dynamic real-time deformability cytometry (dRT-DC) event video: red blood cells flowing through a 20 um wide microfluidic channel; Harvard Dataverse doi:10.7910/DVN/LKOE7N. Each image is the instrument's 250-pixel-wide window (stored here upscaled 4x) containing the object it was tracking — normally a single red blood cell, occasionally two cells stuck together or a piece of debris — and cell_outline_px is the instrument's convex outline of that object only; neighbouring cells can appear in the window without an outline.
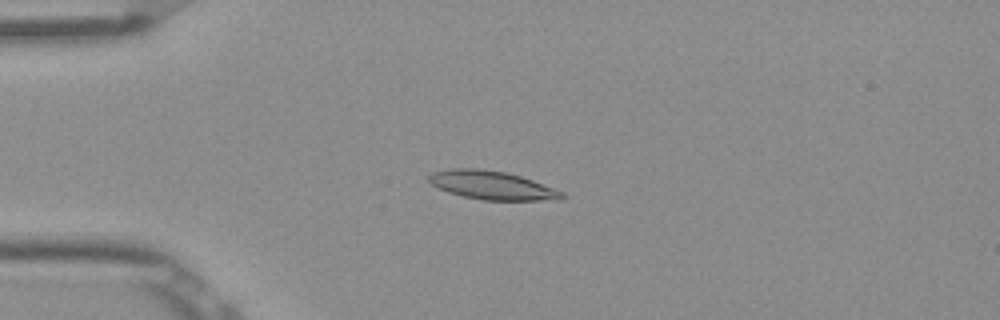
{"species": "Egyptian fruit bat (a non-hibernating species)", "species_latin": "Rousettus aegyptiacus", "temperature_condition": "room temperature", "stored_images_in_passage": 52, "camera_frame_rate_fps": 3000, "um_per_image_px": 0.085, "frame": {"image": 1, "passage_image": 13, "time_ms": 4.0, "image_size_px": [1000, 320], "cell_outline_px": [[568, 196], [564, 200], [484, 200], [464, 196], [448, 192], [436, 188], [428, 180], [428, 176], [432, 172], [452, 168], [476, 168], [504, 172], [520, 176], [532, 180], [564, 192]], "centroid_in_image_um": [41.84, 15.76], "position_along_channel_um": 43.2, "area_um2": 22.2}}
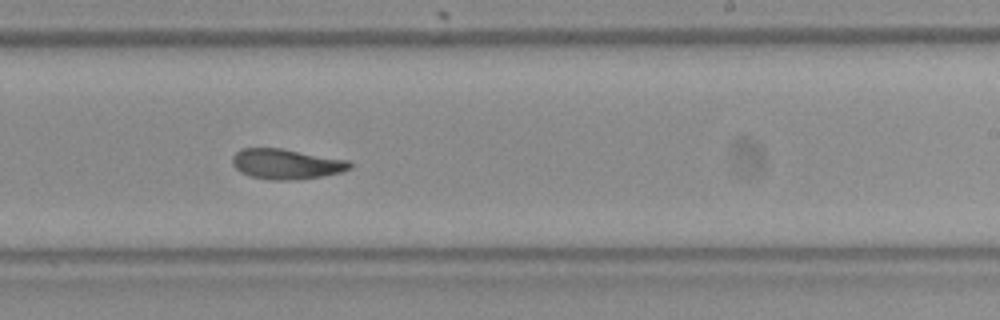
{"frame": {"image": 2, "passage_image": 32, "time_ms": 10.333, "image_size_px": [1000, 320], "cell_outline_px": [[352, 168], [340, 172], [320, 176], [296, 180], [272, 180], [252, 176], [240, 172], [232, 164], [232, 156], [240, 148], [280, 148], [348, 160], [352, 164]], "centroid_in_image_um": [24.31, 13.93], "position_along_channel_um": 264.7, "area_um2": 20.58}}
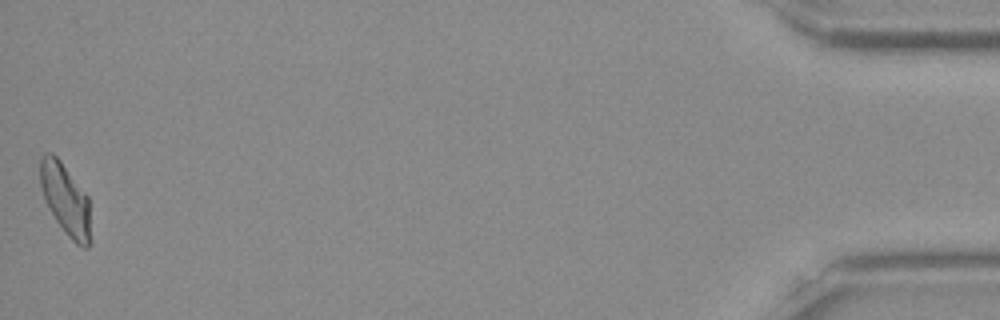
{"frame": {"image": 3, "passage_image": 52, "time_ms": 17.0, "image_size_px": [1000, 320], "cell_outline_px": [[92, 240], [88, 248], [84, 248], [76, 244], [64, 232], [56, 220], [44, 200], [40, 184], [40, 156], [44, 152], [52, 152], [60, 160], [88, 196]], "centroid_in_image_um": [5.58, 16.97], "position_along_channel_um": 429.6, "area_um2": 21.33}, "authors_computed_cell_mechanics": {"area_um2": 21.0392, "velocity_mm_per_s": 3.8756, "shape_relaxation_time_tau1_ms": null, "shape_relaxation_time_tau2_ms": 2.7851, "deformation_change_tau1": null, "deformation_change_tau2": 0.0822}}